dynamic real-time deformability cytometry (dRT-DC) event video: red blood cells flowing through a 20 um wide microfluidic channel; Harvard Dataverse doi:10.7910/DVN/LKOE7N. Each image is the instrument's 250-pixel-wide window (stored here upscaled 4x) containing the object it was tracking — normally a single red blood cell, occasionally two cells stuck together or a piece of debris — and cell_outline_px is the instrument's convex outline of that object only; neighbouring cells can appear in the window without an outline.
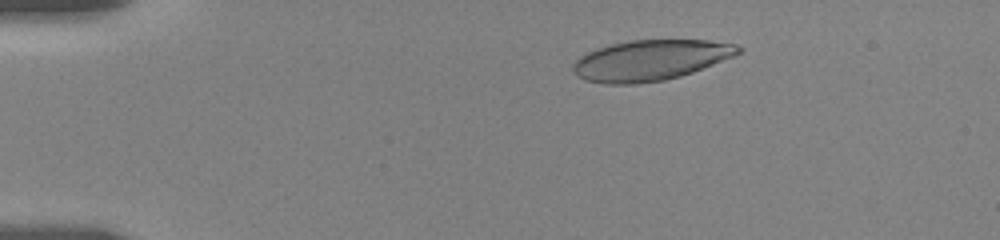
{"species": "human", "species_latin": "Homo sapiens", "temperature_condition": "room temperature", "stored_images_in_passage": 67, "camera_frame_rate_fps": 3000, "um_per_image_px": 0.085, "donor": {"sex": "female"}, "frame": {"image": 1, "passage_image": 2, "time_ms": 0.333, "image_size_px": [1000, 240], "cell_outline_px": [[744, 48], [740, 52], [732, 56], [692, 72], [680, 76], [664, 80], [636, 84], [604, 84], [584, 80], [576, 76], [572, 68], [572, 64], [580, 56], [596, 48], [608, 44], [628, 40], [708, 40], [736, 44]], "centroid_in_image_um": [55.23, 5.12], "position_along_channel_um": 29.8, "area_um2": 39.13}}
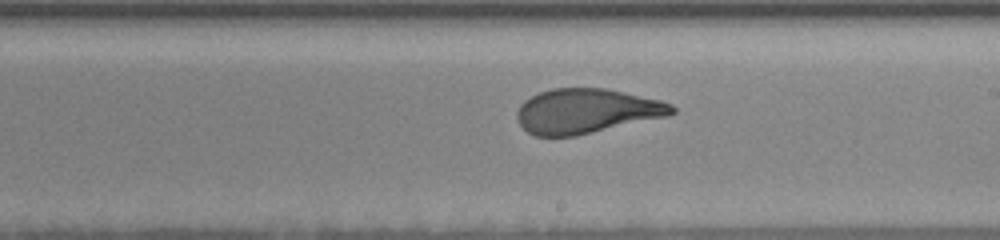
{"frame": {"image": 2, "passage_image": 29, "time_ms": 8.0, "image_size_px": [1000, 240], "cell_outline_px": [[676, 112], [668, 116], [576, 136], [536, 136], [528, 132], [520, 124], [516, 116], [516, 112], [520, 104], [524, 100], [540, 92], [552, 88], [608, 88], [660, 100], [672, 104], [676, 108]], "centroid_in_image_um": [49.86, 9.44], "position_along_channel_um": 239.1, "area_um2": 40.46}}
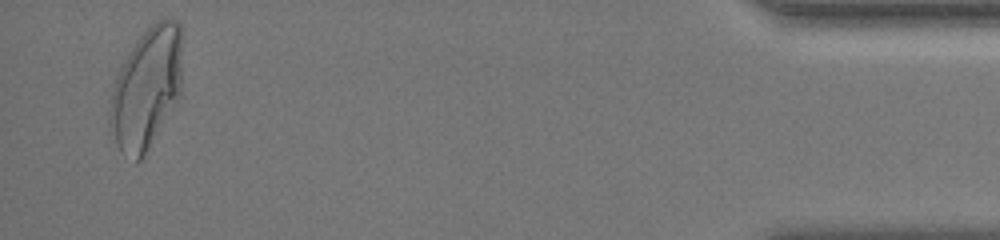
{"frame": {"image": 3, "passage_image": 61, "time_ms": 15.0, "image_size_px": [1000, 240], "cell_outline_px": [[180, 96], [140, 160], [136, 164], [120, 152], [108, 132], [108, 112], [112, 92], [116, 80], [136, 40], [156, 20], [164, 16], [168, 16], [180, 20]], "centroid_in_image_um": [12.42, 7.53], "position_along_channel_um": 422.8, "area_um2": 50.75}, "authors_computed_cell_mechanics": {"area_um2": 41.6738, "velocity_mm_per_s": 3.6142, "shape_relaxation_time_tau1_ms": 6.2693, "shape_relaxation_time_tau2_ms": 0.7527, "deformation_change_tau1": 0.2189, "deformation_change_tau2": 0.0794}}